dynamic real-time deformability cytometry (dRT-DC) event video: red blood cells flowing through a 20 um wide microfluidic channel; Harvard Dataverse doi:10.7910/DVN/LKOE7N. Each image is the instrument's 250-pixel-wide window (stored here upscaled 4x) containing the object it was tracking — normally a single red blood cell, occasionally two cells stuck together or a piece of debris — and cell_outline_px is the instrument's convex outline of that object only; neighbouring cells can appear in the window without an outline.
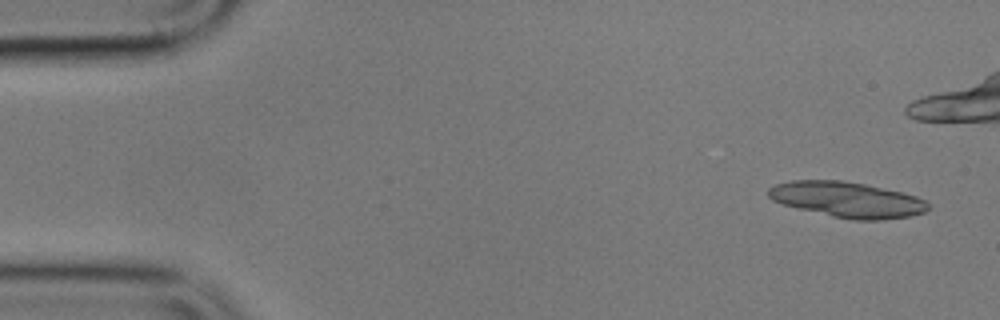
{"species": "common noctule bat (a hibernating species)", "species_latin": "Nyctalus noctula", "temperature_condition": "cold", "stored_images_in_passage": 16, "camera_frame_rate_fps": 3000, "um_per_image_px": 0.085, "animal": {"sex": "male", "body_mass_g": 17.9}, "frame": {"image": 1, "passage_image": 1, "time_ms": 0.0, "image_size_px": [1000, 320], "cell_outline_px": [[928, 208], [924, 212], [908, 216], [880, 220], [852, 220], [832, 216], [784, 204], [772, 200], [768, 196], [768, 188], [776, 184], [792, 180], [840, 180], [864, 184], [900, 192], [916, 196], [924, 200], [928, 204]], "centroid_in_image_um": [71.99, 16.96], "position_along_channel_um": 13.0, "area_um2": 32.6}}